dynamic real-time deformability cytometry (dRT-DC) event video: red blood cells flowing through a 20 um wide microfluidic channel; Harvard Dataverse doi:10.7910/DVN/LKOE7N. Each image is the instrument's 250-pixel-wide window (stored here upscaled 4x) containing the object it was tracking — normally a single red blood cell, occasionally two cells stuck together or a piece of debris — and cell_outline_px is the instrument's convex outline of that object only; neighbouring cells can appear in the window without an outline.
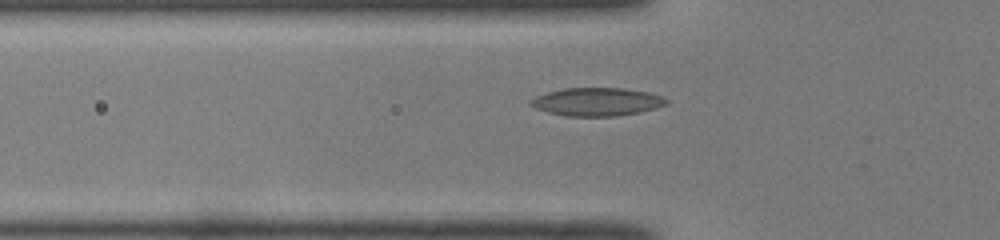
{"species": "common noctule bat (a hibernating species)", "species_latin": "Nyctalus noctula", "temperature_condition": "room temperature", "stored_images_in_passage": 39, "camera_frame_rate_fps": 3000, "um_per_image_px": 0.085, "animal": {"sex": "male", "body_mass_g": 19.0, "forearm_length_mm": 50.8}, "frame": {"image": 1, "passage_image": 12, "time_ms": 3.667, "image_size_px": [1000, 240], "cell_outline_px": [[668, 104], [640, 112], [616, 116], [564, 116], [548, 112], [536, 108], [528, 104], [528, 100], [536, 96], [548, 92], [564, 88], [624, 88], [648, 92], [664, 96], [668, 100]], "centroid_in_image_um": [50.73, 8.65], "position_along_channel_um": 75.1, "area_um2": 22.37}}
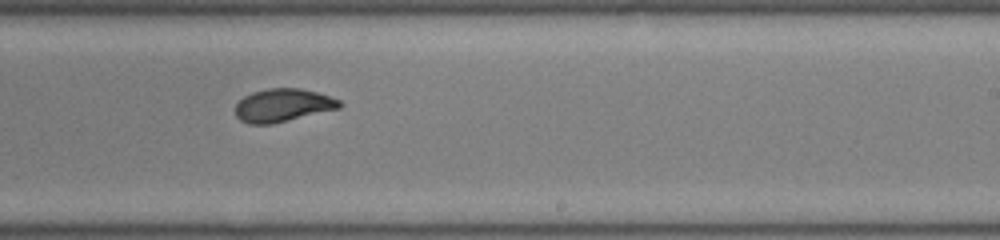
{"frame": {"image": 2, "passage_image": 26, "time_ms": 8.333, "image_size_px": [1000, 240], "cell_outline_px": [[344, 104], [340, 108], [272, 124], [248, 124], [240, 120], [236, 116], [236, 104], [244, 96], [252, 92], [268, 88], [300, 88], [316, 92], [340, 100]], "centroid_in_image_um": [24.04, 8.95], "position_along_channel_um": 265.0, "area_um2": 20.06}}
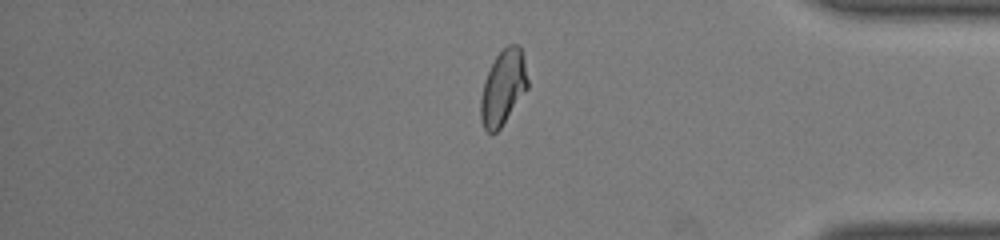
{"frame": {"image": 3, "passage_image": 37, "time_ms": 12.0, "image_size_px": [1000, 240], "cell_outline_px": [[528, 88], [500, 128], [496, 132], [488, 132], [484, 128], [480, 120], [480, 100], [484, 80], [496, 56], [508, 44], [516, 44], [520, 48], [524, 56], [528, 80]], "centroid_in_image_um": [42.76, 7.44], "position_along_channel_um": 392.4, "area_um2": 20.4}}